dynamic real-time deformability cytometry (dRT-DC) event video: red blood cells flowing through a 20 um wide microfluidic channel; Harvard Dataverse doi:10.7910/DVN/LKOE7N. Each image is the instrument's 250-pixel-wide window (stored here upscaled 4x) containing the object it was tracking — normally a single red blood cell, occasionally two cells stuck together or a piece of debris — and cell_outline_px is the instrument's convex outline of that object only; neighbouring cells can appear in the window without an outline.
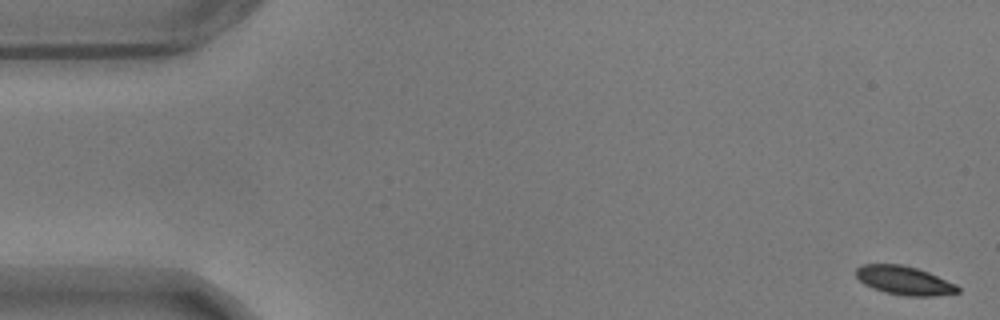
{"species": "common noctule bat (a hibernating species)", "species_latin": "Nyctalus noctula", "temperature_condition": "warm", "stored_images_in_passage": 10, "camera_frame_rate_fps": 3000, "um_per_image_px": 0.085, "animal": {"sex": "male", "body_mass_g": 17.9}, "frame": {"image": 1, "passage_image": 1, "time_ms": 0.0, "image_size_px": [1000, 320], "cell_outline_px": [[956, 292], [892, 292], [880, 288], [864, 280], [860, 276], [860, 268], [876, 264], [888, 264], [912, 268], [924, 272], [956, 288]], "centroid_in_image_um": [76.76, 23.75], "position_along_channel_um": 8.2, "area_um2": 13.12}}